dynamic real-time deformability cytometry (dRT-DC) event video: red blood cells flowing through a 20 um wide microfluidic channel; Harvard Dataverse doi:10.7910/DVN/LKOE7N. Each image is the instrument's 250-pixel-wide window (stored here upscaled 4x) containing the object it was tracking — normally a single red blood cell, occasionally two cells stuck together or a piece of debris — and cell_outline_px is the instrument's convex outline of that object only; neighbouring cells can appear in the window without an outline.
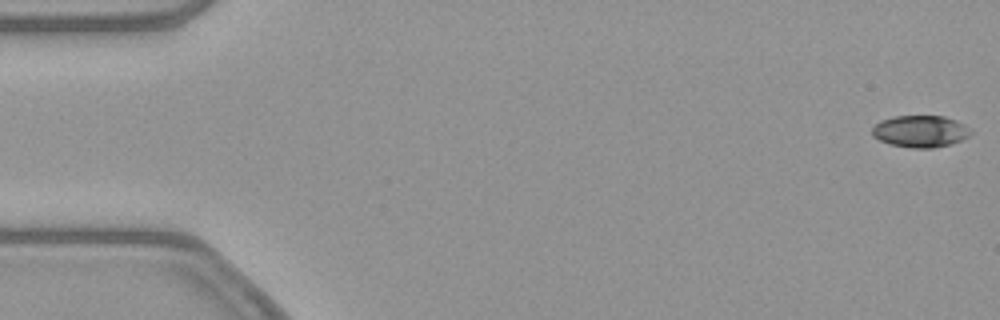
{"species": "common noctule bat (a hibernating species)", "species_latin": "Nyctalus noctula", "temperature_condition": "warm", "stored_images_in_passage": 12, "camera_frame_rate_fps": 3000, "um_per_image_px": 0.085, "animal": {"sex": "female", "body_mass_g": 21.9}, "frame": {"image": 1, "passage_image": 1, "time_ms": 0.0, "image_size_px": [1000, 320], "cell_outline_px": [[972, 132], [968, 136], [952, 144], [932, 148], [912, 148], [888, 144], [872, 136], [872, 128], [880, 120], [892, 116], [944, 116], [956, 120], [964, 124]], "centroid_in_image_um": [78.2, 11.16], "position_along_channel_um": 6.8, "area_um2": 18.38}}